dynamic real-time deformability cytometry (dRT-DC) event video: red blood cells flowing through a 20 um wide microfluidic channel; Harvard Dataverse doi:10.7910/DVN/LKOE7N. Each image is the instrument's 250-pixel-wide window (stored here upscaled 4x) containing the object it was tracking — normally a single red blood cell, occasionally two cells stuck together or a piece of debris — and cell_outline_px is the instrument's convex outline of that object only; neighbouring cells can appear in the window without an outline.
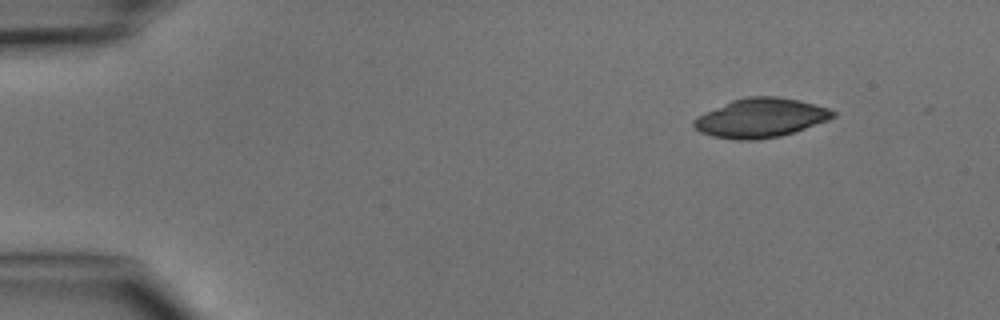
{"species": "common noctule bat (a hibernating species)", "species_latin": "Nyctalus noctula", "temperature_condition": "cold", "stored_images_in_passage": 4, "camera_frame_rate_fps": 3000, "um_per_image_px": 0.085, "animal": {"sex": "male", "body_mass_g": 15.6}, "frame": {"image": 1, "passage_image": 1, "time_ms": 0.0, "image_size_px": [1000, 320], "cell_outline_px": [[836, 116], [828, 120], [780, 136], [756, 140], [736, 140], [712, 136], [700, 132], [692, 124], [692, 120], [732, 100], [748, 96], [776, 96], [800, 100], [828, 108], [836, 112]], "centroid_in_image_um": [64.67, 10.02], "position_along_channel_um": 20.3, "area_um2": 31.39}}